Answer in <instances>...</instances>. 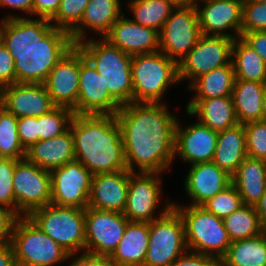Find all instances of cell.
Here are the masks:
<instances>
[{
	"label": "cell",
	"mask_w": 266,
	"mask_h": 266,
	"mask_svg": "<svg viewBox=\"0 0 266 266\" xmlns=\"http://www.w3.org/2000/svg\"><path fill=\"white\" fill-rule=\"evenodd\" d=\"M115 116L122 130L130 172L162 174L171 166L175 159L178 118L168 111L165 103L132 102L121 106Z\"/></svg>",
	"instance_id": "obj_1"
},
{
	"label": "cell",
	"mask_w": 266,
	"mask_h": 266,
	"mask_svg": "<svg viewBox=\"0 0 266 266\" xmlns=\"http://www.w3.org/2000/svg\"><path fill=\"white\" fill-rule=\"evenodd\" d=\"M1 42L14 58L17 83H44L52 68L75 45L70 33L44 18L5 17Z\"/></svg>",
	"instance_id": "obj_2"
},
{
	"label": "cell",
	"mask_w": 266,
	"mask_h": 266,
	"mask_svg": "<svg viewBox=\"0 0 266 266\" xmlns=\"http://www.w3.org/2000/svg\"><path fill=\"white\" fill-rule=\"evenodd\" d=\"M69 129L75 159L93 175L127 169L122 130L115 115L75 114Z\"/></svg>",
	"instance_id": "obj_3"
},
{
	"label": "cell",
	"mask_w": 266,
	"mask_h": 266,
	"mask_svg": "<svg viewBox=\"0 0 266 266\" xmlns=\"http://www.w3.org/2000/svg\"><path fill=\"white\" fill-rule=\"evenodd\" d=\"M84 56L101 75L111 97L120 105L132 103V56L112 45L107 39L87 38L77 44Z\"/></svg>",
	"instance_id": "obj_4"
},
{
	"label": "cell",
	"mask_w": 266,
	"mask_h": 266,
	"mask_svg": "<svg viewBox=\"0 0 266 266\" xmlns=\"http://www.w3.org/2000/svg\"><path fill=\"white\" fill-rule=\"evenodd\" d=\"M131 74L135 103H163L167 89L179 83L178 64L161 51L132 56Z\"/></svg>",
	"instance_id": "obj_5"
},
{
	"label": "cell",
	"mask_w": 266,
	"mask_h": 266,
	"mask_svg": "<svg viewBox=\"0 0 266 266\" xmlns=\"http://www.w3.org/2000/svg\"><path fill=\"white\" fill-rule=\"evenodd\" d=\"M173 207L183 218L188 250L212 256L220 261L232 242L223 219L216 217L202 206H182L173 201Z\"/></svg>",
	"instance_id": "obj_6"
},
{
	"label": "cell",
	"mask_w": 266,
	"mask_h": 266,
	"mask_svg": "<svg viewBox=\"0 0 266 266\" xmlns=\"http://www.w3.org/2000/svg\"><path fill=\"white\" fill-rule=\"evenodd\" d=\"M28 217L69 254L85 252V209L48 204Z\"/></svg>",
	"instance_id": "obj_7"
},
{
	"label": "cell",
	"mask_w": 266,
	"mask_h": 266,
	"mask_svg": "<svg viewBox=\"0 0 266 266\" xmlns=\"http://www.w3.org/2000/svg\"><path fill=\"white\" fill-rule=\"evenodd\" d=\"M16 266H54L77 254H69L47 236L28 216H20L12 236Z\"/></svg>",
	"instance_id": "obj_8"
},
{
	"label": "cell",
	"mask_w": 266,
	"mask_h": 266,
	"mask_svg": "<svg viewBox=\"0 0 266 266\" xmlns=\"http://www.w3.org/2000/svg\"><path fill=\"white\" fill-rule=\"evenodd\" d=\"M148 245L143 266H169L189 251L183 218L174 207L149 222Z\"/></svg>",
	"instance_id": "obj_9"
},
{
	"label": "cell",
	"mask_w": 266,
	"mask_h": 266,
	"mask_svg": "<svg viewBox=\"0 0 266 266\" xmlns=\"http://www.w3.org/2000/svg\"><path fill=\"white\" fill-rule=\"evenodd\" d=\"M51 173L26 158L15 160L13 191L15 212L28 216L33 210L51 203Z\"/></svg>",
	"instance_id": "obj_10"
},
{
	"label": "cell",
	"mask_w": 266,
	"mask_h": 266,
	"mask_svg": "<svg viewBox=\"0 0 266 266\" xmlns=\"http://www.w3.org/2000/svg\"><path fill=\"white\" fill-rule=\"evenodd\" d=\"M201 35L196 6L174 8L159 32V51L178 64Z\"/></svg>",
	"instance_id": "obj_11"
},
{
	"label": "cell",
	"mask_w": 266,
	"mask_h": 266,
	"mask_svg": "<svg viewBox=\"0 0 266 266\" xmlns=\"http://www.w3.org/2000/svg\"><path fill=\"white\" fill-rule=\"evenodd\" d=\"M234 39L201 35L196 45L178 63L179 82L189 79L188 86L209 71L231 63Z\"/></svg>",
	"instance_id": "obj_12"
},
{
	"label": "cell",
	"mask_w": 266,
	"mask_h": 266,
	"mask_svg": "<svg viewBox=\"0 0 266 266\" xmlns=\"http://www.w3.org/2000/svg\"><path fill=\"white\" fill-rule=\"evenodd\" d=\"M159 175L161 174L130 172L127 199L123 212L128 221L151 222L165 215L173 207V202L167 200L159 217L155 216L158 203L162 199L160 194L162 178Z\"/></svg>",
	"instance_id": "obj_13"
},
{
	"label": "cell",
	"mask_w": 266,
	"mask_h": 266,
	"mask_svg": "<svg viewBox=\"0 0 266 266\" xmlns=\"http://www.w3.org/2000/svg\"><path fill=\"white\" fill-rule=\"evenodd\" d=\"M51 173V203L58 206L88 207L93 174L78 160L67 162Z\"/></svg>",
	"instance_id": "obj_14"
},
{
	"label": "cell",
	"mask_w": 266,
	"mask_h": 266,
	"mask_svg": "<svg viewBox=\"0 0 266 266\" xmlns=\"http://www.w3.org/2000/svg\"><path fill=\"white\" fill-rule=\"evenodd\" d=\"M128 219L121 212L85 209V252L110 256L123 238Z\"/></svg>",
	"instance_id": "obj_15"
},
{
	"label": "cell",
	"mask_w": 266,
	"mask_h": 266,
	"mask_svg": "<svg viewBox=\"0 0 266 266\" xmlns=\"http://www.w3.org/2000/svg\"><path fill=\"white\" fill-rule=\"evenodd\" d=\"M80 48L74 45L52 68L43 83L53 104L77 114L79 96Z\"/></svg>",
	"instance_id": "obj_16"
},
{
	"label": "cell",
	"mask_w": 266,
	"mask_h": 266,
	"mask_svg": "<svg viewBox=\"0 0 266 266\" xmlns=\"http://www.w3.org/2000/svg\"><path fill=\"white\" fill-rule=\"evenodd\" d=\"M120 108L108 92L101 75L80 50L77 114L116 115Z\"/></svg>",
	"instance_id": "obj_17"
},
{
	"label": "cell",
	"mask_w": 266,
	"mask_h": 266,
	"mask_svg": "<svg viewBox=\"0 0 266 266\" xmlns=\"http://www.w3.org/2000/svg\"><path fill=\"white\" fill-rule=\"evenodd\" d=\"M205 3V4H204ZM202 7L196 6L199 27L203 35L223 36L236 39L241 37L243 23L242 0H209ZM227 30H232L235 35Z\"/></svg>",
	"instance_id": "obj_18"
},
{
	"label": "cell",
	"mask_w": 266,
	"mask_h": 266,
	"mask_svg": "<svg viewBox=\"0 0 266 266\" xmlns=\"http://www.w3.org/2000/svg\"><path fill=\"white\" fill-rule=\"evenodd\" d=\"M0 103L17 118L39 117L56 107L43 83L16 82L6 86L0 90Z\"/></svg>",
	"instance_id": "obj_19"
},
{
	"label": "cell",
	"mask_w": 266,
	"mask_h": 266,
	"mask_svg": "<svg viewBox=\"0 0 266 266\" xmlns=\"http://www.w3.org/2000/svg\"><path fill=\"white\" fill-rule=\"evenodd\" d=\"M197 123L182 127L179 119L175 128V158L190 165L213 161L218 132Z\"/></svg>",
	"instance_id": "obj_20"
},
{
	"label": "cell",
	"mask_w": 266,
	"mask_h": 266,
	"mask_svg": "<svg viewBox=\"0 0 266 266\" xmlns=\"http://www.w3.org/2000/svg\"><path fill=\"white\" fill-rule=\"evenodd\" d=\"M130 56L159 51V32L122 14L104 37Z\"/></svg>",
	"instance_id": "obj_21"
},
{
	"label": "cell",
	"mask_w": 266,
	"mask_h": 266,
	"mask_svg": "<svg viewBox=\"0 0 266 266\" xmlns=\"http://www.w3.org/2000/svg\"><path fill=\"white\" fill-rule=\"evenodd\" d=\"M184 188L192 199L190 205L202 206L232 183L231 176L213 161L190 165Z\"/></svg>",
	"instance_id": "obj_22"
},
{
	"label": "cell",
	"mask_w": 266,
	"mask_h": 266,
	"mask_svg": "<svg viewBox=\"0 0 266 266\" xmlns=\"http://www.w3.org/2000/svg\"><path fill=\"white\" fill-rule=\"evenodd\" d=\"M129 178L128 169L93 175L88 207L123 213Z\"/></svg>",
	"instance_id": "obj_23"
},
{
	"label": "cell",
	"mask_w": 266,
	"mask_h": 266,
	"mask_svg": "<svg viewBox=\"0 0 266 266\" xmlns=\"http://www.w3.org/2000/svg\"><path fill=\"white\" fill-rule=\"evenodd\" d=\"M25 158L46 170L65 165L75 160L74 138L70 129L46 140H39L26 149Z\"/></svg>",
	"instance_id": "obj_24"
},
{
	"label": "cell",
	"mask_w": 266,
	"mask_h": 266,
	"mask_svg": "<svg viewBox=\"0 0 266 266\" xmlns=\"http://www.w3.org/2000/svg\"><path fill=\"white\" fill-rule=\"evenodd\" d=\"M120 2V0H90L80 24L70 33L73 43L77 45L86 40V29H92L98 33V36L104 38L123 14Z\"/></svg>",
	"instance_id": "obj_25"
},
{
	"label": "cell",
	"mask_w": 266,
	"mask_h": 266,
	"mask_svg": "<svg viewBox=\"0 0 266 266\" xmlns=\"http://www.w3.org/2000/svg\"><path fill=\"white\" fill-rule=\"evenodd\" d=\"M189 116L214 131H222L238 124L231 96L211 99H191L186 106Z\"/></svg>",
	"instance_id": "obj_26"
},
{
	"label": "cell",
	"mask_w": 266,
	"mask_h": 266,
	"mask_svg": "<svg viewBox=\"0 0 266 266\" xmlns=\"http://www.w3.org/2000/svg\"><path fill=\"white\" fill-rule=\"evenodd\" d=\"M149 241V222L129 221L123 238L109 256L118 266H143Z\"/></svg>",
	"instance_id": "obj_27"
},
{
	"label": "cell",
	"mask_w": 266,
	"mask_h": 266,
	"mask_svg": "<svg viewBox=\"0 0 266 266\" xmlns=\"http://www.w3.org/2000/svg\"><path fill=\"white\" fill-rule=\"evenodd\" d=\"M243 204L256 206L266 189L264 160L246 157L231 176Z\"/></svg>",
	"instance_id": "obj_28"
},
{
	"label": "cell",
	"mask_w": 266,
	"mask_h": 266,
	"mask_svg": "<svg viewBox=\"0 0 266 266\" xmlns=\"http://www.w3.org/2000/svg\"><path fill=\"white\" fill-rule=\"evenodd\" d=\"M247 157L244 124L218 132L213 162L232 176Z\"/></svg>",
	"instance_id": "obj_29"
},
{
	"label": "cell",
	"mask_w": 266,
	"mask_h": 266,
	"mask_svg": "<svg viewBox=\"0 0 266 266\" xmlns=\"http://www.w3.org/2000/svg\"><path fill=\"white\" fill-rule=\"evenodd\" d=\"M265 88L266 82L235 79L231 97L239 124L262 120Z\"/></svg>",
	"instance_id": "obj_30"
},
{
	"label": "cell",
	"mask_w": 266,
	"mask_h": 266,
	"mask_svg": "<svg viewBox=\"0 0 266 266\" xmlns=\"http://www.w3.org/2000/svg\"><path fill=\"white\" fill-rule=\"evenodd\" d=\"M220 266H266V230L260 235L232 241Z\"/></svg>",
	"instance_id": "obj_31"
},
{
	"label": "cell",
	"mask_w": 266,
	"mask_h": 266,
	"mask_svg": "<svg viewBox=\"0 0 266 266\" xmlns=\"http://www.w3.org/2000/svg\"><path fill=\"white\" fill-rule=\"evenodd\" d=\"M235 82L232 62L201 75L188 88L195 91L193 99H211L231 96Z\"/></svg>",
	"instance_id": "obj_32"
},
{
	"label": "cell",
	"mask_w": 266,
	"mask_h": 266,
	"mask_svg": "<svg viewBox=\"0 0 266 266\" xmlns=\"http://www.w3.org/2000/svg\"><path fill=\"white\" fill-rule=\"evenodd\" d=\"M231 62L235 79L266 82L264 60L241 37L234 39Z\"/></svg>",
	"instance_id": "obj_33"
},
{
	"label": "cell",
	"mask_w": 266,
	"mask_h": 266,
	"mask_svg": "<svg viewBox=\"0 0 266 266\" xmlns=\"http://www.w3.org/2000/svg\"><path fill=\"white\" fill-rule=\"evenodd\" d=\"M223 223L231 241L253 238L266 230L255 206L245 204L223 219Z\"/></svg>",
	"instance_id": "obj_34"
},
{
	"label": "cell",
	"mask_w": 266,
	"mask_h": 266,
	"mask_svg": "<svg viewBox=\"0 0 266 266\" xmlns=\"http://www.w3.org/2000/svg\"><path fill=\"white\" fill-rule=\"evenodd\" d=\"M133 21L160 32L175 8L165 0H131L128 2Z\"/></svg>",
	"instance_id": "obj_35"
},
{
	"label": "cell",
	"mask_w": 266,
	"mask_h": 266,
	"mask_svg": "<svg viewBox=\"0 0 266 266\" xmlns=\"http://www.w3.org/2000/svg\"><path fill=\"white\" fill-rule=\"evenodd\" d=\"M17 121L18 118L0 103V157L21 160L26 156L19 139Z\"/></svg>",
	"instance_id": "obj_36"
},
{
	"label": "cell",
	"mask_w": 266,
	"mask_h": 266,
	"mask_svg": "<svg viewBox=\"0 0 266 266\" xmlns=\"http://www.w3.org/2000/svg\"><path fill=\"white\" fill-rule=\"evenodd\" d=\"M74 111L66 107H55L38 117L39 140H46L65 133L72 121Z\"/></svg>",
	"instance_id": "obj_37"
},
{
	"label": "cell",
	"mask_w": 266,
	"mask_h": 266,
	"mask_svg": "<svg viewBox=\"0 0 266 266\" xmlns=\"http://www.w3.org/2000/svg\"><path fill=\"white\" fill-rule=\"evenodd\" d=\"M90 0H61L56 14L50 19L55 28L71 33L81 22Z\"/></svg>",
	"instance_id": "obj_38"
},
{
	"label": "cell",
	"mask_w": 266,
	"mask_h": 266,
	"mask_svg": "<svg viewBox=\"0 0 266 266\" xmlns=\"http://www.w3.org/2000/svg\"><path fill=\"white\" fill-rule=\"evenodd\" d=\"M243 205L242 198L236 187L231 183L213 198H210L202 207L216 217L225 219Z\"/></svg>",
	"instance_id": "obj_39"
},
{
	"label": "cell",
	"mask_w": 266,
	"mask_h": 266,
	"mask_svg": "<svg viewBox=\"0 0 266 266\" xmlns=\"http://www.w3.org/2000/svg\"><path fill=\"white\" fill-rule=\"evenodd\" d=\"M247 156L264 160L266 158V122L252 121L244 124Z\"/></svg>",
	"instance_id": "obj_40"
},
{
	"label": "cell",
	"mask_w": 266,
	"mask_h": 266,
	"mask_svg": "<svg viewBox=\"0 0 266 266\" xmlns=\"http://www.w3.org/2000/svg\"><path fill=\"white\" fill-rule=\"evenodd\" d=\"M15 159L0 157V207L15 211L13 173Z\"/></svg>",
	"instance_id": "obj_41"
},
{
	"label": "cell",
	"mask_w": 266,
	"mask_h": 266,
	"mask_svg": "<svg viewBox=\"0 0 266 266\" xmlns=\"http://www.w3.org/2000/svg\"><path fill=\"white\" fill-rule=\"evenodd\" d=\"M266 31V2L243 3L241 32Z\"/></svg>",
	"instance_id": "obj_42"
},
{
	"label": "cell",
	"mask_w": 266,
	"mask_h": 266,
	"mask_svg": "<svg viewBox=\"0 0 266 266\" xmlns=\"http://www.w3.org/2000/svg\"><path fill=\"white\" fill-rule=\"evenodd\" d=\"M17 126L19 139L25 150L39 141L38 117L18 118Z\"/></svg>",
	"instance_id": "obj_43"
},
{
	"label": "cell",
	"mask_w": 266,
	"mask_h": 266,
	"mask_svg": "<svg viewBox=\"0 0 266 266\" xmlns=\"http://www.w3.org/2000/svg\"><path fill=\"white\" fill-rule=\"evenodd\" d=\"M16 83L14 58L5 45L0 42V90Z\"/></svg>",
	"instance_id": "obj_44"
},
{
	"label": "cell",
	"mask_w": 266,
	"mask_h": 266,
	"mask_svg": "<svg viewBox=\"0 0 266 266\" xmlns=\"http://www.w3.org/2000/svg\"><path fill=\"white\" fill-rule=\"evenodd\" d=\"M19 217L15 211L0 207V245L12 242L14 227Z\"/></svg>",
	"instance_id": "obj_45"
},
{
	"label": "cell",
	"mask_w": 266,
	"mask_h": 266,
	"mask_svg": "<svg viewBox=\"0 0 266 266\" xmlns=\"http://www.w3.org/2000/svg\"><path fill=\"white\" fill-rule=\"evenodd\" d=\"M169 266H220L219 261L209 255H203L188 251Z\"/></svg>",
	"instance_id": "obj_46"
},
{
	"label": "cell",
	"mask_w": 266,
	"mask_h": 266,
	"mask_svg": "<svg viewBox=\"0 0 266 266\" xmlns=\"http://www.w3.org/2000/svg\"><path fill=\"white\" fill-rule=\"evenodd\" d=\"M74 258L67 266H118L109 256L82 252Z\"/></svg>",
	"instance_id": "obj_47"
},
{
	"label": "cell",
	"mask_w": 266,
	"mask_h": 266,
	"mask_svg": "<svg viewBox=\"0 0 266 266\" xmlns=\"http://www.w3.org/2000/svg\"><path fill=\"white\" fill-rule=\"evenodd\" d=\"M241 38L261 56L266 65V31L241 32Z\"/></svg>",
	"instance_id": "obj_48"
},
{
	"label": "cell",
	"mask_w": 266,
	"mask_h": 266,
	"mask_svg": "<svg viewBox=\"0 0 266 266\" xmlns=\"http://www.w3.org/2000/svg\"><path fill=\"white\" fill-rule=\"evenodd\" d=\"M61 0H33L32 17L50 20L57 12Z\"/></svg>",
	"instance_id": "obj_49"
},
{
	"label": "cell",
	"mask_w": 266,
	"mask_h": 266,
	"mask_svg": "<svg viewBox=\"0 0 266 266\" xmlns=\"http://www.w3.org/2000/svg\"><path fill=\"white\" fill-rule=\"evenodd\" d=\"M0 6L17 9L32 16L33 0H0Z\"/></svg>",
	"instance_id": "obj_50"
},
{
	"label": "cell",
	"mask_w": 266,
	"mask_h": 266,
	"mask_svg": "<svg viewBox=\"0 0 266 266\" xmlns=\"http://www.w3.org/2000/svg\"><path fill=\"white\" fill-rule=\"evenodd\" d=\"M0 266H16L15 252L11 242L0 245Z\"/></svg>",
	"instance_id": "obj_51"
},
{
	"label": "cell",
	"mask_w": 266,
	"mask_h": 266,
	"mask_svg": "<svg viewBox=\"0 0 266 266\" xmlns=\"http://www.w3.org/2000/svg\"><path fill=\"white\" fill-rule=\"evenodd\" d=\"M260 222L266 228V189L262 194L260 201L255 206Z\"/></svg>",
	"instance_id": "obj_52"
},
{
	"label": "cell",
	"mask_w": 266,
	"mask_h": 266,
	"mask_svg": "<svg viewBox=\"0 0 266 266\" xmlns=\"http://www.w3.org/2000/svg\"><path fill=\"white\" fill-rule=\"evenodd\" d=\"M169 2L175 8L177 7H189L193 5V0H165Z\"/></svg>",
	"instance_id": "obj_53"
},
{
	"label": "cell",
	"mask_w": 266,
	"mask_h": 266,
	"mask_svg": "<svg viewBox=\"0 0 266 266\" xmlns=\"http://www.w3.org/2000/svg\"><path fill=\"white\" fill-rule=\"evenodd\" d=\"M262 104H263L262 121L266 122V88H265V92H264V95H263Z\"/></svg>",
	"instance_id": "obj_54"
},
{
	"label": "cell",
	"mask_w": 266,
	"mask_h": 266,
	"mask_svg": "<svg viewBox=\"0 0 266 266\" xmlns=\"http://www.w3.org/2000/svg\"><path fill=\"white\" fill-rule=\"evenodd\" d=\"M243 3L266 2V0H242Z\"/></svg>",
	"instance_id": "obj_55"
},
{
	"label": "cell",
	"mask_w": 266,
	"mask_h": 266,
	"mask_svg": "<svg viewBox=\"0 0 266 266\" xmlns=\"http://www.w3.org/2000/svg\"><path fill=\"white\" fill-rule=\"evenodd\" d=\"M4 23H5V18L1 19V22H0V42H1V33H2Z\"/></svg>",
	"instance_id": "obj_56"
},
{
	"label": "cell",
	"mask_w": 266,
	"mask_h": 266,
	"mask_svg": "<svg viewBox=\"0 0 266 266\" xmlns=\"http://www.w3.org/2000/svg\"><path fill=\"white\" fill-rule=\"evenodd\" d=\"M205 2V1H209V0H193V5L194 6H197L198 5V3L197 2Z\"/></svg>",
	"instance_id": "obj_57"
}]
</instances>
